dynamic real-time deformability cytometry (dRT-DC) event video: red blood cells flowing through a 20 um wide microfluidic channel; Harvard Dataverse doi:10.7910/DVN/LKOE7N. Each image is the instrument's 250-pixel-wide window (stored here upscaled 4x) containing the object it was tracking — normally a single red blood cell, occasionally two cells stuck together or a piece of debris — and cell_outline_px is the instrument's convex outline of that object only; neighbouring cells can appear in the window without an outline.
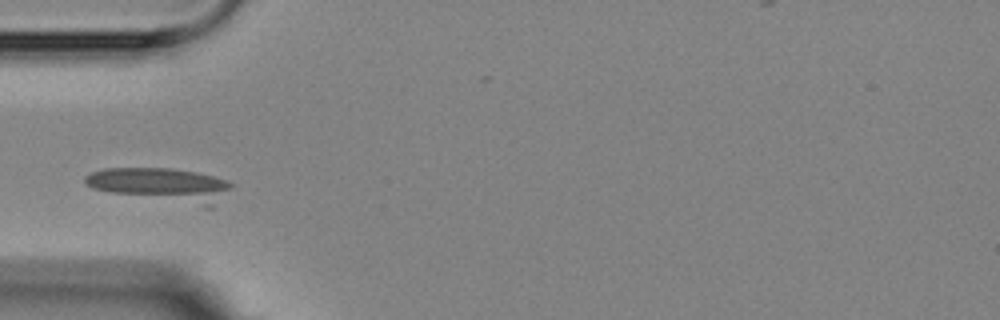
{"species": "Egyptian fruit bat (a non-hibernating species)", "species_latin": "Rousettus aegyptiacus", "temperature_condition": "room temperature", "stored_images_in_passage": 8, "camera_frame_rate_fps": 3000, "um_per_image_px": 0.085, "animal": {"sex": "female"}, "frame": {"image": 1, "passage_image": 4, "time_ms": 5.0, "image_size_px": [1000, 320], "cell_outline_px": [[236, 184], [212, 208], [204, 208], [112, 192], [92, 188], [84, 184], [84, 176], [92, 172], [104, 168], [172, 168], [196, 172], [228, 180]], "centroid_in_image_um": [13.78, 15.72], "position_along_channel_um": 71.2, "area_um2": 29.13}}
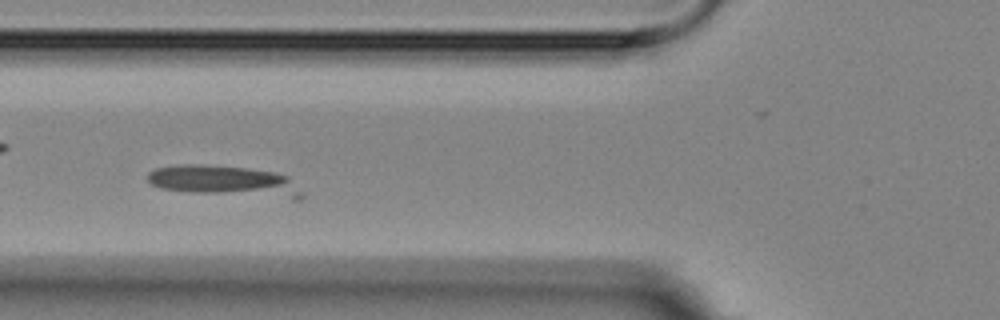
{"frame": {"image": 2, "passage_image": 5, "time_ms": 6.0, "image_size_px": [1000, 320], "cell_outline_px": [[304, 196], [300, 200], [292, 200], [188, 192], [160, 188], [152, 184], [148, 180], [148, 172], [156, 168], [180, 164], [200, 164], [244, 168], [276, 172], [288, 176], [304, 192]], "centroid_in_image_um": [19.18, 15.42], "position_along_channel_um": 106.6, "area_um2": 28.26}}
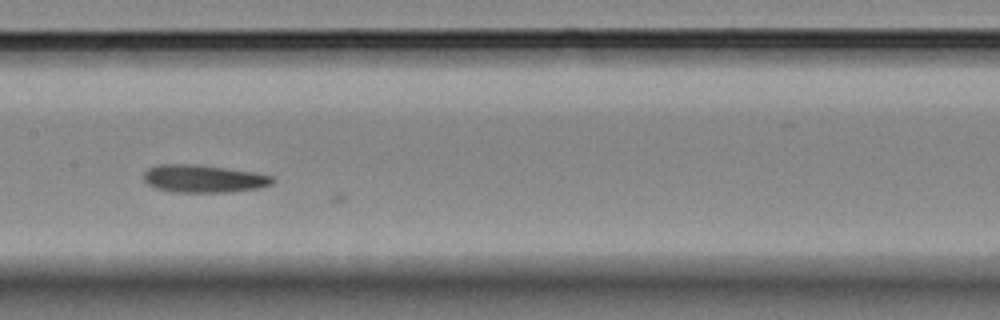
{"frame": {"image": 3, "passage_image": 7, "time_ms": 8.333, "image_size_px": [1000, 320], "cell_outline_px": [[276, 180], [272, 184], [260, 188], [232, 192], [172, 192], [156, 188], [148, 184], [144, 180], [144, 172], [148, 168], [160, 164], [192, 164], [224, 168], [252, 172], [272, 176]], "centroid_in_image_um": [17.31, 15.2], "position_along_channel_um": 190.1, "area_um2": 20.75}}